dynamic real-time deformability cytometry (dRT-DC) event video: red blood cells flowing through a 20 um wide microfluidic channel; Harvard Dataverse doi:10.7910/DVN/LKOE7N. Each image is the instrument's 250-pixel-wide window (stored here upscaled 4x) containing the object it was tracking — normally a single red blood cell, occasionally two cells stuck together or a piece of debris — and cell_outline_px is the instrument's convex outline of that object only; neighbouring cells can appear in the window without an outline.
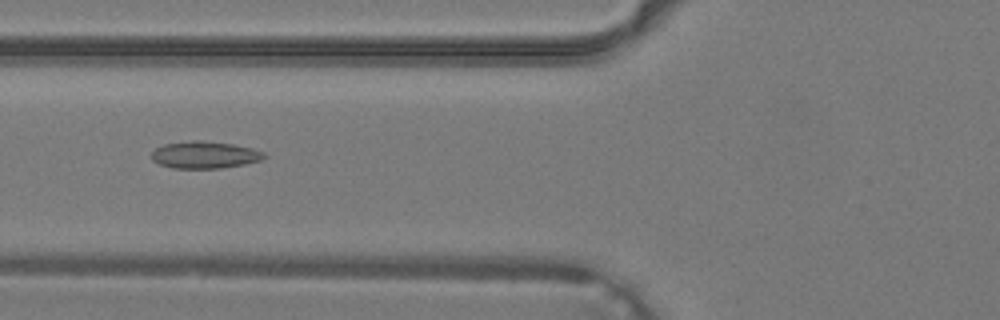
{"species": "common noctule bat (a hibernating species)", "species_latin": "Nyctalus noctula", "temperature_condition": "warm", "stored_images_in_passage": 38, "camera_frame_rate_fps": 3000, "um_per_image_px": 0.085, "animal": {"sex": "male", "body_mass_g": 19.2, "forearm_length_mm": 51.8}, "frame": {"image": 1, "passage_image": 14, "time_ms": 4.333, "image_size_px": [1000, 320], "cell_outline_px": [[268, 156], [260, 160], [244, 164], [220, 168], [172, 168], [160, 164], [152, 160], [152, 152], [156, 148], [164, 144], [192, 140], [200, 140], [232, 144], [252, 148], [264, 152]], "centroid_in_image_um": [17.4, 13.16], "position_along_channel_um": 108.4, "area_um2": 17.69}}
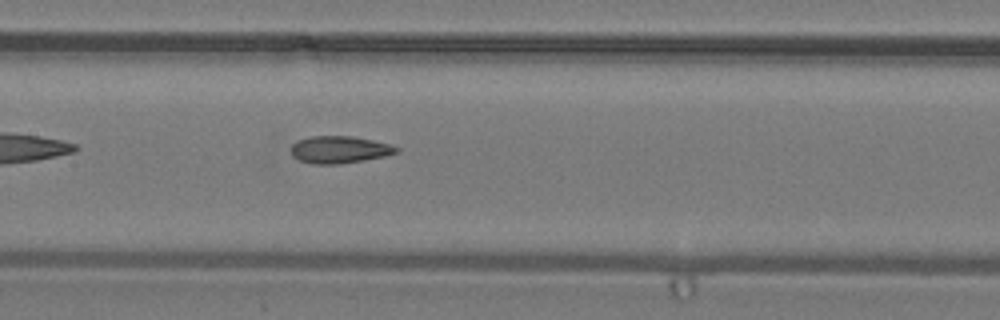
{"frame": {"image": 2, "passage_image": 18, "time_ms": 5.667, "image_size_px": [1000, 320], "cell_outline_px": [[400, 152], [384, 156], [364, 160], [340, 164], [312, 164], [300, 160], [292, 156], [292, 144], [296, 140], [312, 136], [352, 136], [392, 144], [400, 148]], "centroid_in_image_um": [28.88, 12.71], "position_along_channel_um": 178.5, "area_um2": 16.82}}
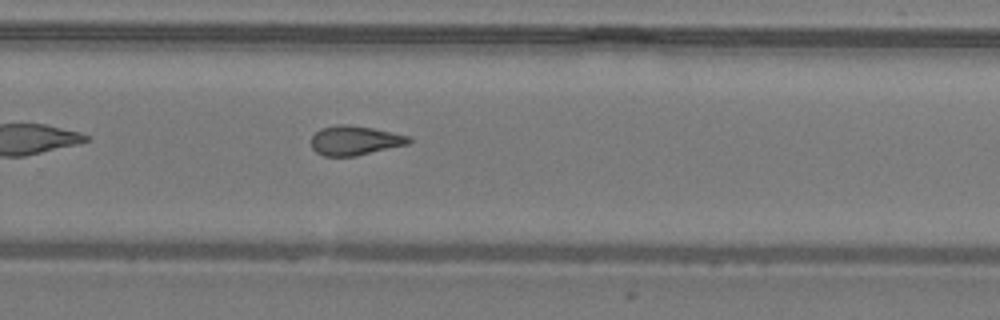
{"frame": {"image": 3, "passage_image": 25, "time_ms": 8.0, "image_size_px": [1000, 320], "cell_outline_px": [[412, 140], [408, 144], [356, 156], [324, 156], [316, 152], [312, 148], [312, 136], [320, 128], [336, 124], [348, 124], [372, 128], [408, 136]], "centroid_in_image_um": [30.13, 11.94], "position_along_channel_um": 299.7, "area_um2": 16.65}}